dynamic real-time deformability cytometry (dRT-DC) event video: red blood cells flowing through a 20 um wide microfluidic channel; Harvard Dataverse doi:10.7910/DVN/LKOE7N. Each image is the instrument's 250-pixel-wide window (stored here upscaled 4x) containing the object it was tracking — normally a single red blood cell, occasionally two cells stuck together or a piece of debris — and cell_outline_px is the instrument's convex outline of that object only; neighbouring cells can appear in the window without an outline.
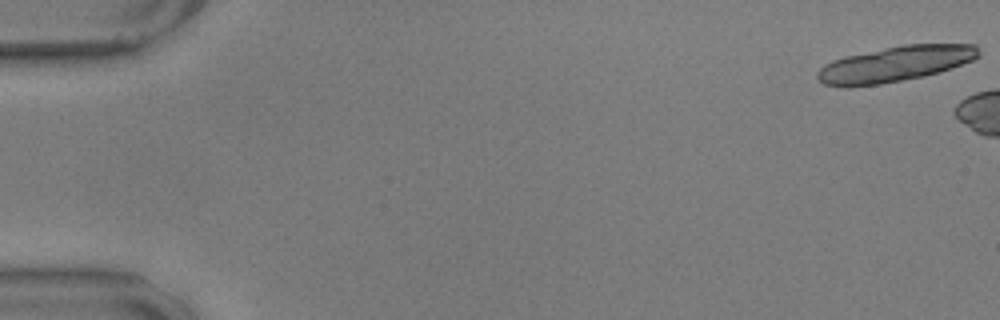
{"species": "common noctule bat (a hibernating species)", "species_latin": "Nyctalus noctula", "temperature_condition": "warm", "stored_images_in_passage": 6, "camera_frame_rate_fps": 3000, "um_per_image_px": 0.085, "animal": {"sex": "male", "body_mass_g": 17.9, "forearm_length_mm": 54.2}, "frame": {"image": 1, "passage_image": 1, "time_ms": 0.0, "image_size_px": [1000, 320], "cell_outline_px": [[980, 56], [972, 60], [940, 72], [924, 76], [880, 84], [848, 88], [824, 84], [816, 80], [816, 72], [824, 64], [832, 60], [844, 56], [904, 44], [976, 44], [980, 52]], "centroid_in_image_um": [76.04, 5.45], "position_along_channel_um": 9.0, "area_um2": 33.64}}